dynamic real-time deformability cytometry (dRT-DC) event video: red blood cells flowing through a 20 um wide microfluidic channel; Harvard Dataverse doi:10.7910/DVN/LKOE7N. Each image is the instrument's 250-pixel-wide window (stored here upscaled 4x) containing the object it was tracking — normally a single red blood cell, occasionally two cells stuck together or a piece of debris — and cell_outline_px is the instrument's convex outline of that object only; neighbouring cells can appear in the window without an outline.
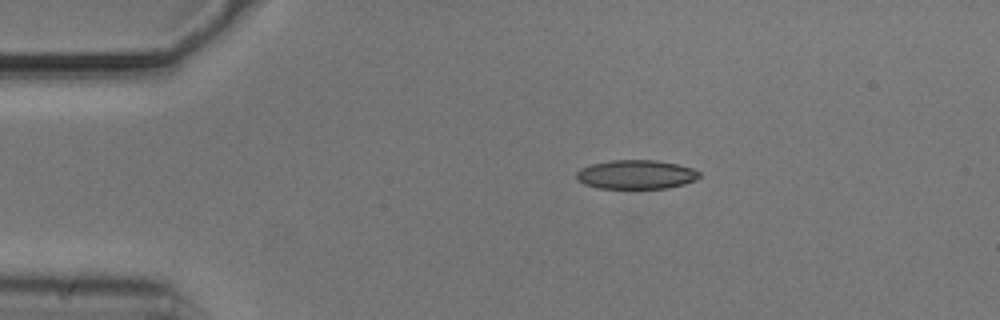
{"species": "common noctule bat (a hibernating species)", "species_latin": "Nyctalus noctula", "temperature_condition": "cold", "stored_images_in_passage": 45, "camera_frame_rate_fps": 3000, "um_per_image_px": 0.085, "animal": {"sex": "male", "body_mass_g": 20.5, "forearm_length_mm": 52.5}, "frame": {"image": 1, "passage_image": 1, "time_ms": 0.0, "image_size_px": [1000, 320], "cell_outline_px": [[700, 176], [696, 180], [684, 184], [668, 188], [600, 188], [584, 184], [576, 180], [576, 172], [580, 168], [592, 164], [612, 160], [656, 160], [680, 164], [692, 168], [700, 172]], "centroid_in_image_um": [54.08, 14.83], "position_along_channel_um": 30.9, "area_um2": 20.92}}
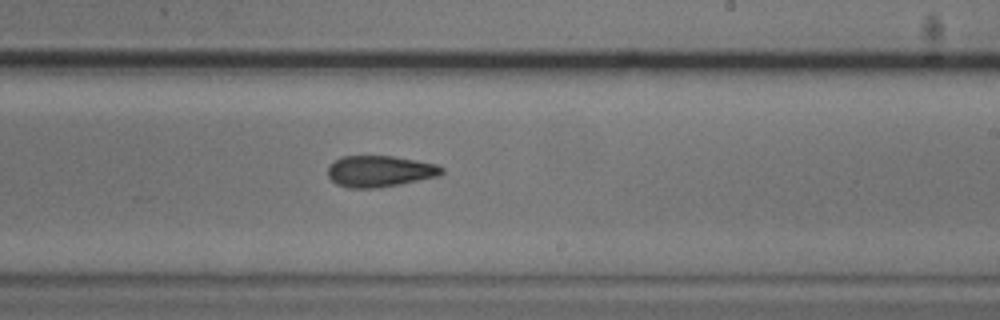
{"frame": {"image": 2, "passage_image": 23, "time_ms": 7.333, "image_size_px": [1000, 320], "cell_outline_px": [[444, 172], [440, 176], [400, 184], [376, 188], [348, 188], [336, 184], [328, 176], [328, 168], [340, 156], [392, 156], [416, 160], [436, 164], [444, 168]], "centroid_in_image_um": [32.3, 14.56], "position_along_channel_um": 256.7, "area_um2": 20.81}}
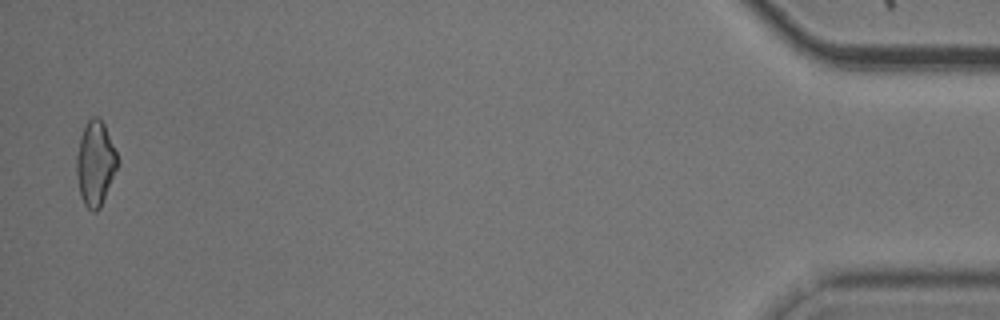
{"frame": {"image": 3, "passage_image": 44, "time_ms": 14.333, "image_size_px": [1000, 320], "cell_outline_px": [[120, 164], [100, 208], [96, 212], [92, 212], [84, 204], [80, 196], [76, 172], [76, 156], [80, 136], [88, 120], [92, 116], [96, 116], [104, 124], [120, 160]], "centroid_in_image_um": [8.12, 13.92], "position_along_channel_um": 427.1, "area_um2": 20.46}, "authors_computed_cell_mechanics": {"area_um2": 20.808, "velocity_mm_per_s": 3.7191, "shape_relaxation_time_tau1_ms": 8.0336, "shape_relaxation_time_tau2_ms": 3.2049, "deformation_change_tau1": 0.1626, "deformation_change_tau2": 0.103}}